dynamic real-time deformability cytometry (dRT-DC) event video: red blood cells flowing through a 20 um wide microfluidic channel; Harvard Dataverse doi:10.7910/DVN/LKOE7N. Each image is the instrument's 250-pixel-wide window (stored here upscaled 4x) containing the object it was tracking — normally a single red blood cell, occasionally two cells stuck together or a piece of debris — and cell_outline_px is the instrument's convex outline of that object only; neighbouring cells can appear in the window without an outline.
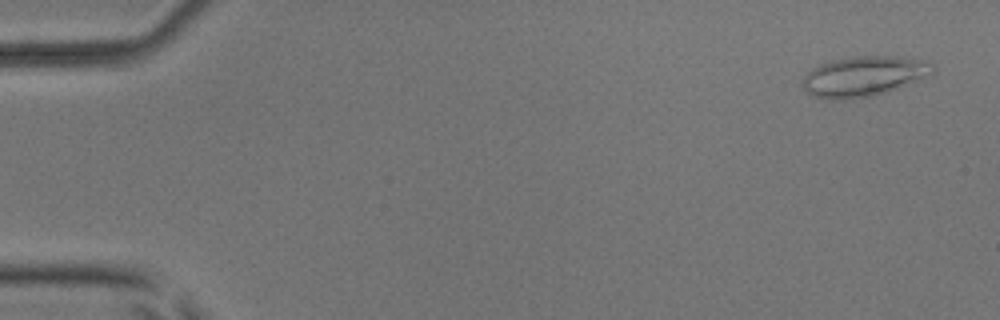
{"species": "common noctule bat (a hibernating species)", "species_latin": "Nyctalus noctula", "temperature_condition": "room temperature", "stored_images_in_passage": 5, "camera_frame_rate_fps": 3000, "um_per_image_px": 0.085, "animal": {"sex": "male", "body_mass_g": 17.9, "forearm_length_mm": 54.2}, "frame": {"image": 1, "passage_image": 1, "time_ms": 0.0, "image_size_px": [1000, 320], "cell_outline_px": [[936, 72], [932, 76], [884, 92], [868, 96], [832, 100], [812, 96], [804, 88], [800, 80], [812, 68], [820, 64], [832, 60], [856, 56], [900, 56], [928, 60], [936, 68]], "centroid_in_image_um": [73.47, 6.46], "position_along_channel_um": 11.5, "area_um2": 30.63}}